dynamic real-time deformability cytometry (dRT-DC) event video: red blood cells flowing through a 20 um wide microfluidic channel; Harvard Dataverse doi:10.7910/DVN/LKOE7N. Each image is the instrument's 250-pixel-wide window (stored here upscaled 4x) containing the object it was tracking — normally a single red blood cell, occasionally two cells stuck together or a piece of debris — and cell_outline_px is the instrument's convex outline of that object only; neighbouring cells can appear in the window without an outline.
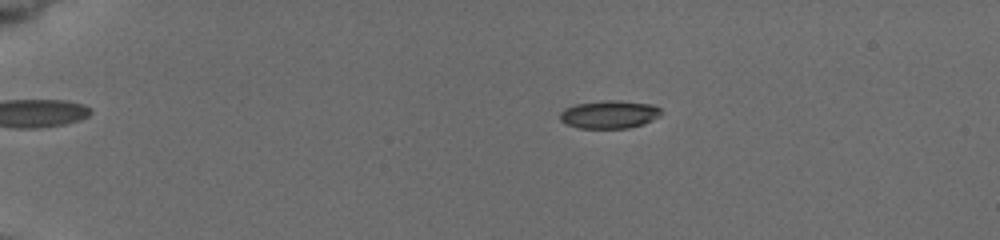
{"species": "common noctule bat (a hibernating species)", "species_latin": "Nyctalus noctula", "temperature_condition": "cold", "stored_images_in_passage": 72, "camera_frame_rate_fps": 3000, "um_per_image_px": 0.085, "animal": {"sex": "female", "body_mass_g": 19.5, "forearm_length_mm": 54.1}, "frame": {"image": 1, "passage_image": 24, "time_ms": 4.333, "image_size_px": [1000, 240], "cell_outline_px": [[660, 116], [644, 124], [628, 128], [580, 128], [564, 124], [560, 120], [560, 112], [564, 108], [576, 104], [604, 100], [620, 100], [652, 104], [660, 108]], "centroid_in_image_um": [51.78, 9.72], "position_along_channel_um": 33.2, "area_um2": 16.65}}
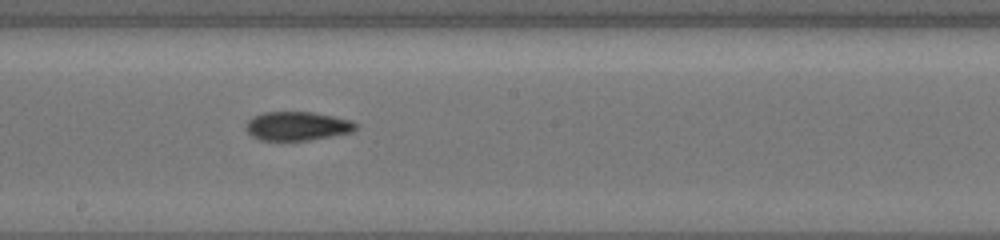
{"frame": {"image": 2, "passage_image": 47, "time_ms": 11.333, "image_size_px": [1000, 240], "cell_outline_px": [[360, 124], [352, 132], [308, 140], [260, 140], [252, 136], [244, 128], [248, 120], [252, 116], [264, 112], [312, 112], [352, 120]], "centroid_in_image_um": [25.26, 10.71], "position_along_channel_um": 222.9, "area_um2": 18.5}}
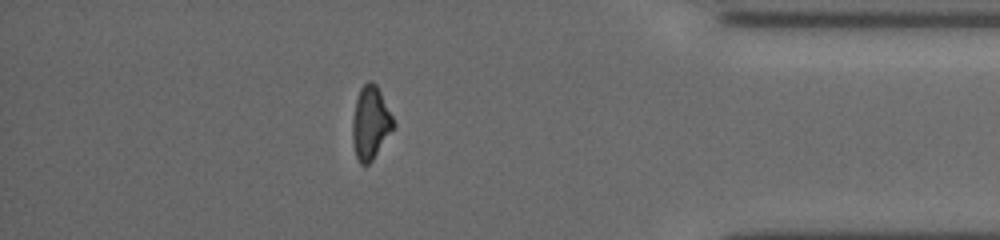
{"frame": {"image": 3, "passage_image": 66, "time_ms": 16.667, "image_size_px": [1000, 240], "cell_outline_px": [[396, 124], [372, 160], [368, 164], [360, 164], [356, 156], [352, 140], [352, 120], [356, 100], [360, 88], [368, 80], [372, 80], [376, 84]], "centroid_in_image_um": [31.48, 10.43], "position_along_channel_um": 403.7, "area_um2": 17.22}, "authors_computed_cell_mechanics": {"area_um2": 17.1666, "velocity_mm_per_s": 3.8708, "shape_relaxation_time_tau1_ms": 7.4501, "shape_relaxation_time_tau2_ms": 2.2849, "deformation_change_tau1": 0.1861, "deformation_change_tau2": 0.0801}}